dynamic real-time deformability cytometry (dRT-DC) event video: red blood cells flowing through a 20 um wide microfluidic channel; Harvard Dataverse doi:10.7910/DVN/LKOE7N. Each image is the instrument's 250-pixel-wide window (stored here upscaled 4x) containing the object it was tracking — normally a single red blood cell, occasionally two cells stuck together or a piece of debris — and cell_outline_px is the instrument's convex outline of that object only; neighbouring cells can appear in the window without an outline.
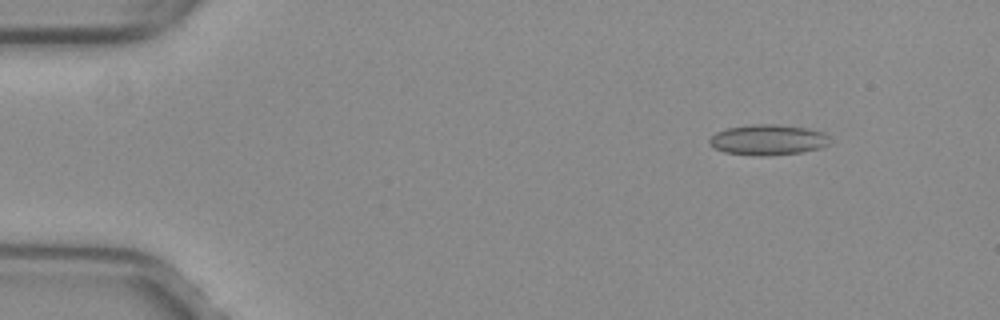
{"species": "common noctule bat (a hibernating species)", "species_latin": "Nyctalus noctula", "temperature_condition": "warm", "stored_images_in_passage": 53, "camera_frame_rate_fps": 3000, "um_per_image_px": 0.085, "animal": {"sex": "female", "body_mass_g": 29.2, "forearm_length_mm": 56.3}, "frame": {"image": 1, "passage_image": 7, "time_ms": 2.0, "image_size_px": [1000, 320], "cell_outline_px": [[828, 144], [820, 148], [800, 152], [764, 156], [760, 156], [724, 152], [716, 148], [708, 140], [716, 132], [728, 128], [752, 124], [780, 124], [808, 128], [824, 132], [828, 136]], "centroid_in_image_um": [65.29, 11.87], "position_along_channel_um": 19.7, "area_um2": 21.27}}
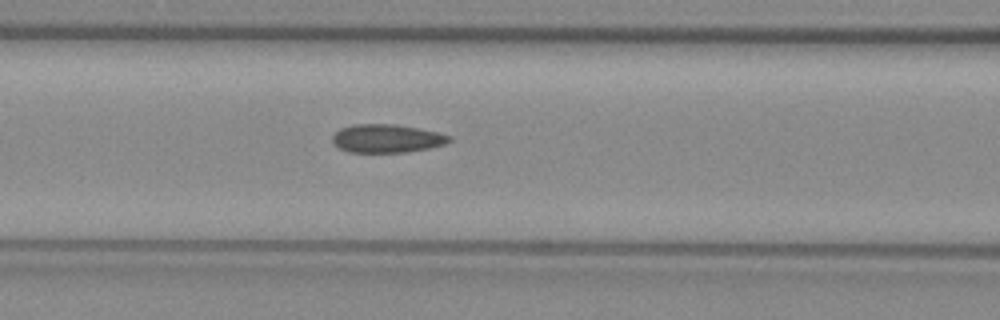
{"frame": {"image": 2, "passage_image": 23, "time_ms": 7.333, "image_size_px": [1000, 320], "cell_outline_px": [[452, 140], [444, 144], [428, 148], [404, 152], [348, 152], [340, 148], [332, 140], [332, 136], [340, 128], [352, 124], [396, 124], [436, 132], [452, 136]], "centroid_in_image_um": [32.86, 11.76], "position_along_channel_um": 133.7, "area_um2": 19.13}}
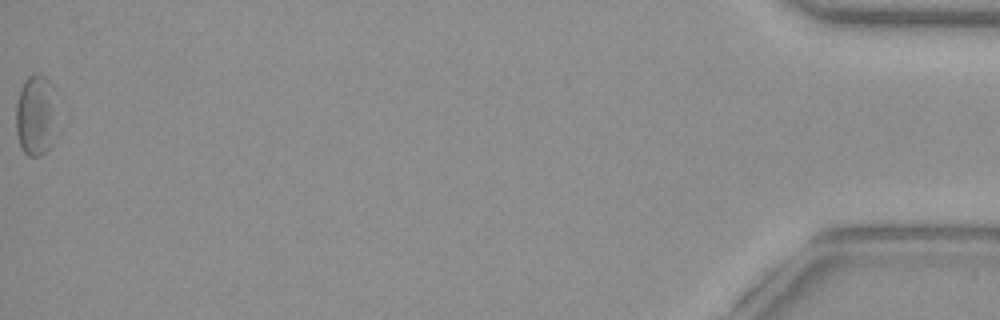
{"frame": {"image": 3, "passage_image": 53, "time_ms": 17.333, "image_size_px": [1000, 320], "cell_outline_px": [[56, 112], [48, 148], [40, 156], [28, 156], [20, 148], [16, 132], [16, 104], [20, 88], [24, 80], [28, 76], [44, 76], [52, 84]], "centroid_in_image_um": [2.99, 9.79], "position_along_channel_um": 432.2, "area_um2": 18.96}, "authors_computed_cell_mechanics": {"area_um2": 19.9988, "velocity_mm_per_s": 4.0185, "shape_relaxation_time_tau1_ms": null, "shape_relaxation_time_tau2_ms": 4.6363, "deformation_change_tau1": null, "deformation_change_tau2": 0.1062}}